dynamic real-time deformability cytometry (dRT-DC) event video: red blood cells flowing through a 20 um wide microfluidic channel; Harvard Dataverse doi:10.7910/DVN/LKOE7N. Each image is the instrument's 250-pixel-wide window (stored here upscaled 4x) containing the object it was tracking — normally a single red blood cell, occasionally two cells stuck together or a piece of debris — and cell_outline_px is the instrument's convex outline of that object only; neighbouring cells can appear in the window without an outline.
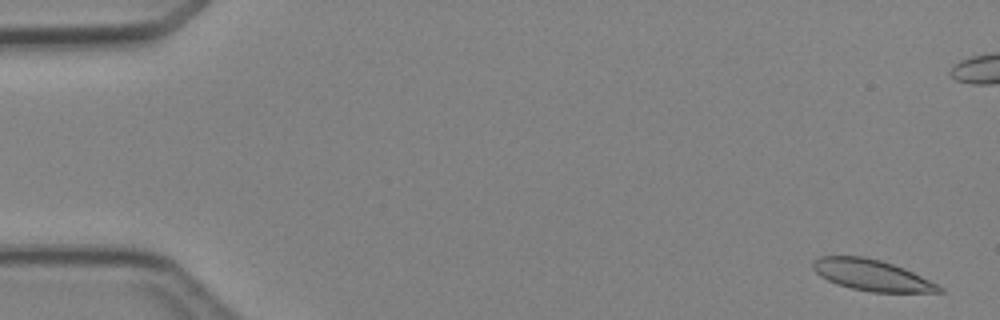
{"species": "Egyptian fruit bat (a non-hibernating species)", "species_latin": "Rousettus aegyptiacus", "temperature_condition": "cold", "stored_images_in_passage": 7, "segment_of_instrument_passage": [1, 2], "camera_frame_rate_fps": 3000, "um_per_image_px": 0.085, "animal": {"sex": "female"}, "frame": {"image": 1, "passage_image": 1, "time_ms": 0.0, "image_size_px": [1000, 320], "cell_outline_px": [[944, 292], [872, 292], [852, 288], [836, 284], [820, 276], [812, 268], [812, 260], [820, 256], [864, 256], [880, 260], [904, 268], [944, 288]], "centroid_in_image_um": [74.06, 23.38], "position_along_channel_um": 10.9, "area_um2": 22.72}}
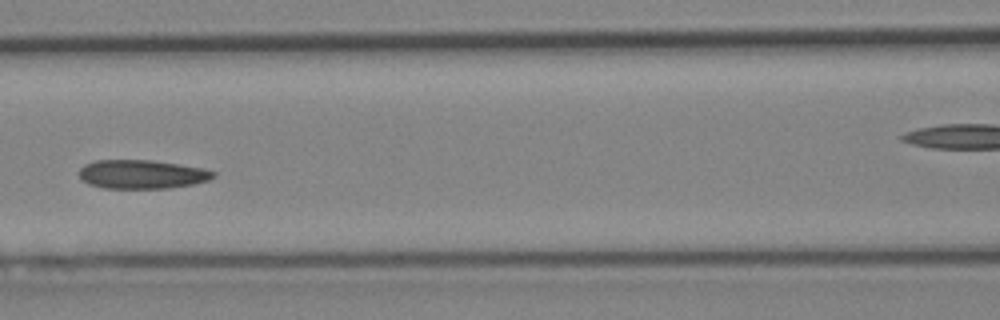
{"frame": {"image": 2, "passage_image": 6, "time_ms": 6.667, "image_size_px": [1000, 320], "cell_outline_px": [[216, 176], [208, 180], [192, 184], [168, 188], [104, 188], [88, 184], [80, 176], [80, 168], [84, 164], [96, 160], [152, 160], [180, 164], [204, 168], [216, 172]], "centroid_in_image_um": [12.08, 14.8], "position_along_channel_um": 154.5, "area_um2": 22.54}}